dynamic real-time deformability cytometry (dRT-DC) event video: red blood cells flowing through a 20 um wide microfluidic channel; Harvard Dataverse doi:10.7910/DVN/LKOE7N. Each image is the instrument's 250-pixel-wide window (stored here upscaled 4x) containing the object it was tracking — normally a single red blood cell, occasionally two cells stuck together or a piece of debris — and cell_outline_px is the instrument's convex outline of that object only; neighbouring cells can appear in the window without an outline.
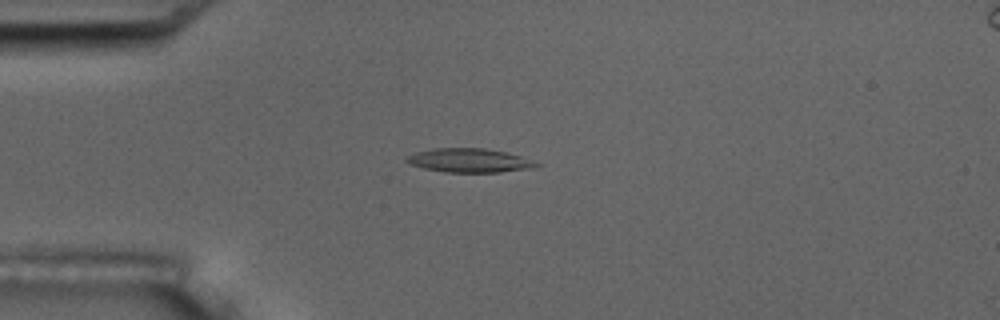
{"species": "common noctule bat (a hibernating species)", "species_latin": "Nyctalus noctula", "temperature_condition": "room temperature", "stored_images_in_passage": 4, "camera_frame_rate_fps": 3000, "um_per_image_px": 0.085, "animal": {"sex": "male", "body_mass_g": 17.5, "forearm_length_mm": 52.3}, "frame": {"image": 1, "passage_image": 1, "time_ms": 0.0, "image_size_px": [1000, 320], "cell_outline_px": [[540, 164], [536, 168], [500, 172], [444, 172], [424, 168], [408, 164], [404, 160], [404, 156], [416, 152], [436, 148], [484, 148], [504, 152], [520, 156]], "centroid_in_image_um": [39.84, 13.64], "position_along_channel_um": 45.2, "area_um2": 18.09}}